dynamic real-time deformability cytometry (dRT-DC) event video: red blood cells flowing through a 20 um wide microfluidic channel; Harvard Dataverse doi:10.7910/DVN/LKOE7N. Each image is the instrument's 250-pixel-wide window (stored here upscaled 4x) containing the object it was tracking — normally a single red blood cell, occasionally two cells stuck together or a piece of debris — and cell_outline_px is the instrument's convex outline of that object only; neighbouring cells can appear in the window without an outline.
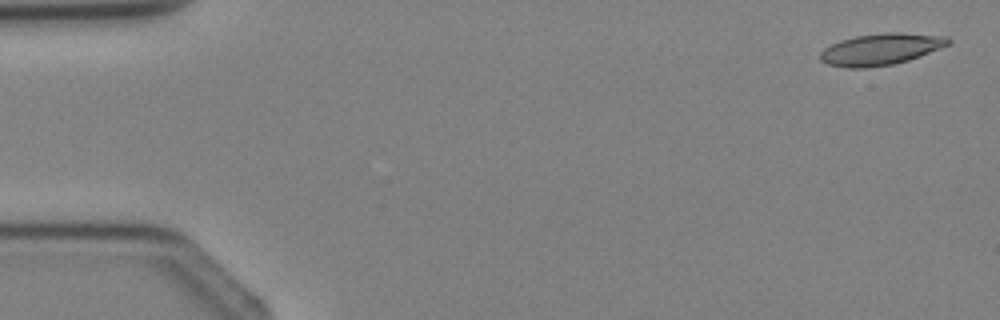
{"species": "Egyptian fruit bat (a non-hibernating species)", "species_latin": "Rousettus aegyptiacus", "temperature_condition": "cold", "stored_images_in_passage": 4, "camera_frame_rate_fps": 3000, "um_per_image_px": 0.085, "animal": {"sex": "female"}, "frame": {"image": 1, "passage_image": 1, "time_ms": 0.0, "image_size_px": [1000, 320], "cell_outline_px": [[952, 40], [948, 44], [940, 48], [920, 56], [908, 60], [892, 64], [868, 68], [848, 68], [828, 64], [820, 60], [820, 52], [824, 48], [840, 40], [856, 36], [884, 32], [900, 32], [948, 36]], "centroid_in_image_um": [74.87, 4.18], "position_along_channel_um": 10.1, "area_um2": 23.58}}
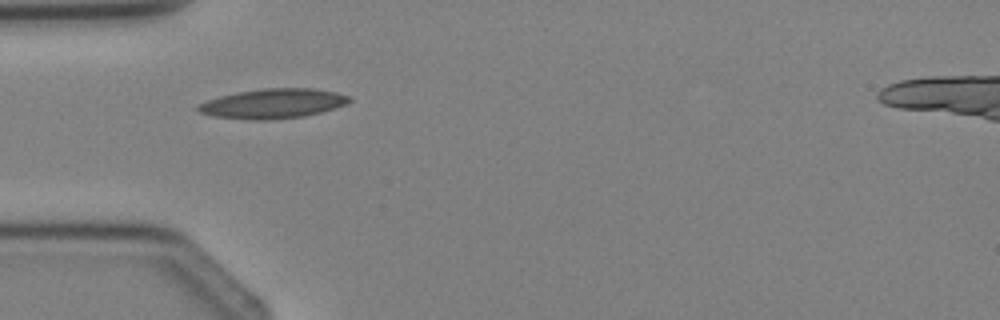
{"frame": {"image": 2, "passage_image": 4, "time_ms": 3.333, "image_size_px": [1000, 320], "cell_outline_px": [[352, 100], [336, 108], [304, 116], [268, 120], [252, 120], [212, 116], [200, 112], [196, 108], [196, 104], [220, 96], [240, 92], [264, 88], [316, 88], [336, 92], [352, 96]], "centroid_in_image_um": [23.22, 8.8], "position_along_channel_um": 61.8, "area_um2": 26.18}}